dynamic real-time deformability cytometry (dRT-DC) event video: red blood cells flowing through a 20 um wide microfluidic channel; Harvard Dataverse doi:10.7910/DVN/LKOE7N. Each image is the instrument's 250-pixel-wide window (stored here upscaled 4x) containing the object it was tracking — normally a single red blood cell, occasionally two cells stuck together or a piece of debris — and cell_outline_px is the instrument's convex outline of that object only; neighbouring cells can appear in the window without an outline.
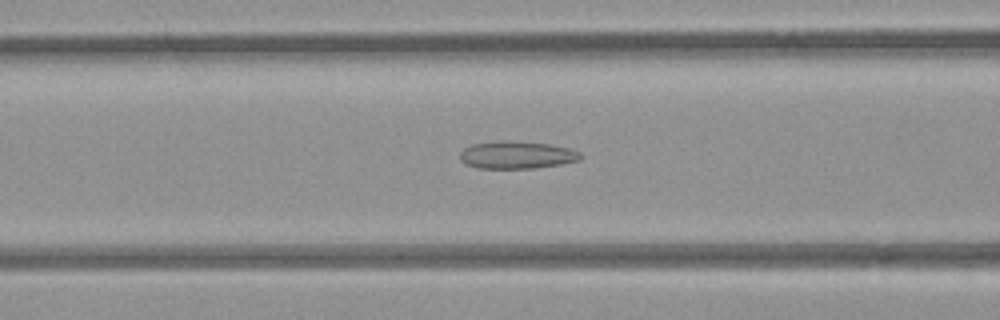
{"species": "common noctule bat (a hibernating species)", "species_latin": "Nyctalus noctula", "temperature_condition": "room temperature", "stored_images_in_passage": 51, "camera_frame_rate_fps": 3000, "um_per_image_px": 0.085, "animal": {"sex": "female", "body_mass_g": 21.9}, "frame": {"image": 1, "passage_image": 20, "time_ms": 6.333, "image_size_px": [1000, 320], "cell_outline_px": [[584, 156], [580, 160], [560, 164], [536, 168], [476, 168], [464, 164], [460, 160], [460, 152], [464, 148], [472, 144], [500, 140], [508, 140], [548, 144], [568, 148], [580, 152]], "centroid_in_image_um": [43.9, 13.17], "position_along_channel_um": 122.7, "area_um2": 19.48}}
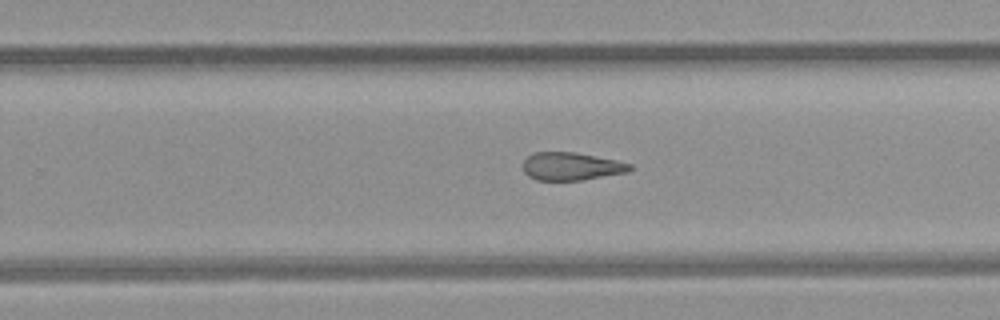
{"frame": {"image": 2, "passage_image": 32, "time_ms": 10.333, "image_size_px": [1000, 320], "cell_outline_px": [[632, 168], [628, 172], [580, 180], [536, 180], [528, 176], [524, 172], [524, 160], [532, 152], [576, 152], [616, 160], [632, 164]], "centroid_in_image_um": [48.55, 14.13], "position_along_channel_um": 281.2, "area_um2": 17.34}}
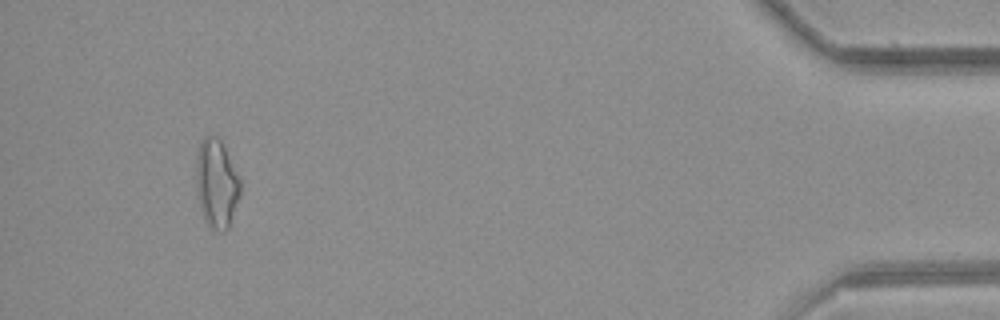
{"frame": {"image": 3, "passage_image": 48, "time_ms": 15.667, "image_size_px": [1000, 320], "cell_outline_px": [[240, 196], [228, 228], [224, 232], [212, 228], [204, 220], [200, 208], [196, 184], [196, 156], [200, 144], [204, 136], [216, 136], [224, 144], [240, 180]], "centroid_in_image_um": [18.4, 15.59], "position_along_channel_um": 416.8, "area_um2": 22.77}, "authors_computed_cell_mechanics": {"area_um2": 20.519, "velocity_mm_per_s": 3.9683, "shape_relaxation_time_tau1_ms": null, "shape_relaxation_time_tau2_ms": 4.1888, "deformation_change_tau1": null, "deformation_change_tau2": 0.1382}}